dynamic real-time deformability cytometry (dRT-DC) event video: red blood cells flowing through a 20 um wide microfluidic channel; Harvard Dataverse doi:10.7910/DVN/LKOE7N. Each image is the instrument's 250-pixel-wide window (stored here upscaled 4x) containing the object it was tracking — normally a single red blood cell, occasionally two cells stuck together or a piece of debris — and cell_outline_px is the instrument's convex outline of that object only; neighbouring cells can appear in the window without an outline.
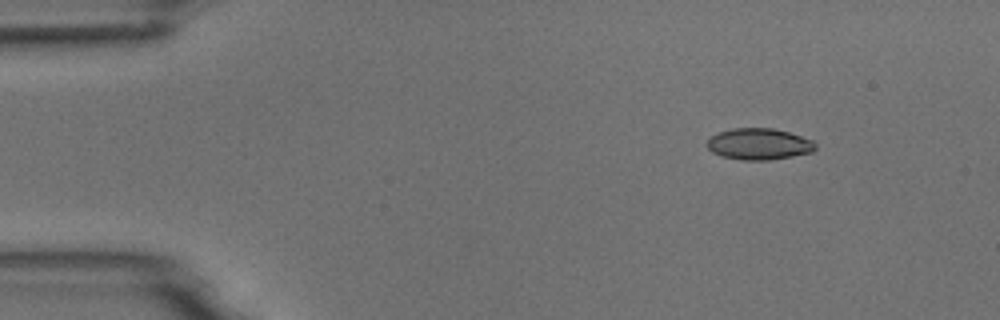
{"species": "common noctule bat (a hibernating species)", "species_latin": "Nyctalus noctula", "temperature_condition": "room temperature", "stored_images_in_passage": 49, "camera_frame_rate_fps": 3000, "um_per_image_px": 0.085, "animal": {"sex": "male", "body_mass_g": 18.8}, "frame": {"image": 1, "passage_image": 2, "time_ms": 0.333, "image_size_px": [1000, 320], "cell_outline_px": [[816, 148], [812, 152], [792, 156], [768, 160], [740, 160], [724, 156], [712, 152], [704, 144], [712, 136], [720, 132], [732, 128], [772, 128], [788, 132], [812, 140], [816, 144]], "centroid_in_image_um": [64.5, 12.24], "position_along_channel_um": 20.5, "area_um2": 19.71}}
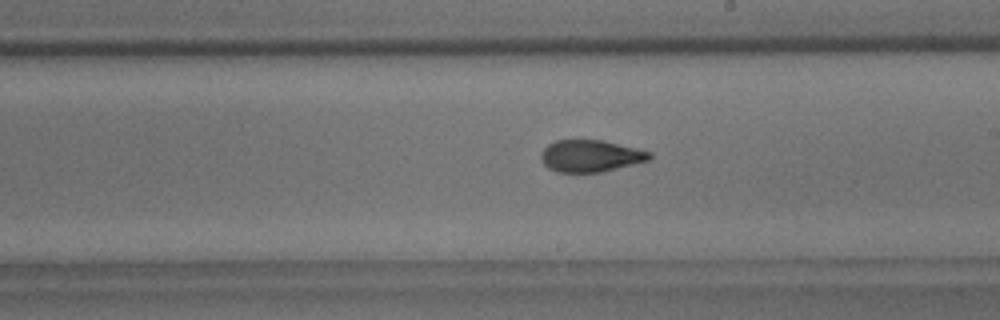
{"frame": {"image": 2, "passage_image": 26, "time_ms": 8.333, "image_size_px": [1000, 320], "cell_outline_px": [[652, 156], [648, 160], [600, 172], [556, 172], [548, 168], [544, 164], [540, 156], [540, 152], [548, 144], [556, 140], [604, 140], [652, 152]], "centroid_in_image_um": [50.16, 13.24], "position_along_channel_um": 238.8, "area_um2": 20.11}}
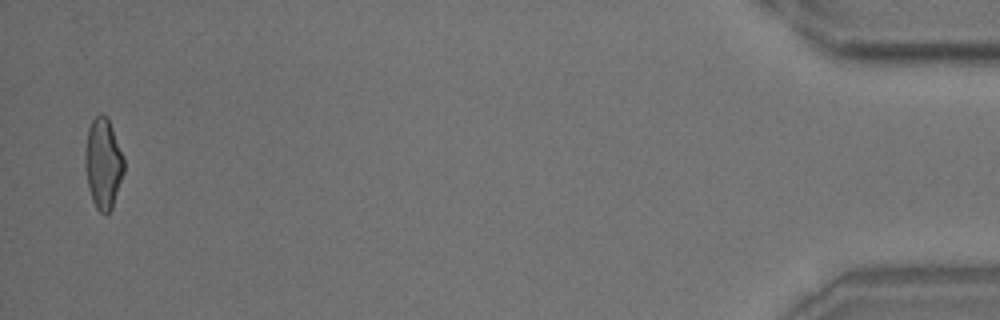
{"frame": {"image": 3, "passage_image": 48, "time_ms": 15.667, "image_size_px": [1000, 320], "cell_outline_px": [[124, 172], [112, 208], [104, 216], [96, 208], [92, 200], [88, 188], [84, 160], [84, 156], [88, 128], [92, 120], [100, 112], [108, 116], [124, 160]], "centroid_in_image_um": [8.76, 13.89], "position_along_channel_um": 426.4, "area_um2": 20.58}, "authors_computed_cell_mechanics": {"area_um2": 20.5768, "velocity_mm_per_s": 3.7579, "shape_relaxation_time_tau1_ms": 5.7203, "shape_relaxation_time_tau2_ms": 1.5704, "deformation_change_tau1": 0.1718, "deformation_change_tau2": 0.0795}}